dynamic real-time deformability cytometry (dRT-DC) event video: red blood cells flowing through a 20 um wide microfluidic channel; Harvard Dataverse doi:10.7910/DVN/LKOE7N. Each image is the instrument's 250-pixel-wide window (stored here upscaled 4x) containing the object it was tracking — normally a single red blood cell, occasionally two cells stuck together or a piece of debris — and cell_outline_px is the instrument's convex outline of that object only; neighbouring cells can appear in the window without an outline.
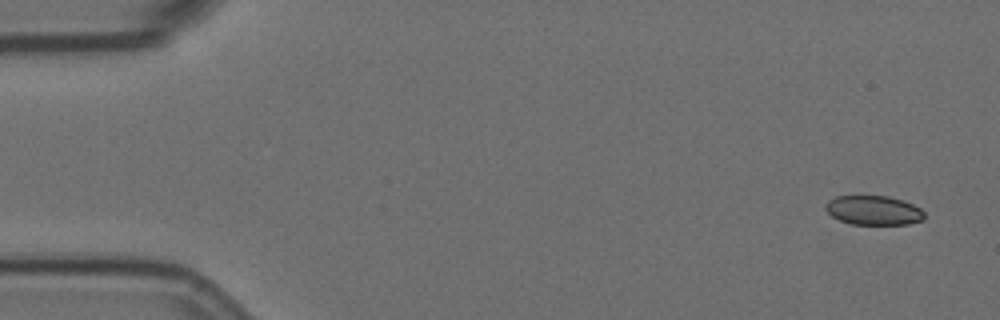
{"species": "Egyptian fruit bat (a non-hibernating species)", "species_latin": "Rousettus aegyptiacus", "temperature_condition": "room temperature", "stored_images_in_passage": 56, "camera_frame_rate_fps": 3000, "um_per_image_px": 0.085, "animal": {"sex": "female"}, "frame": {"image": 1, "passage_image": 1, "time_ms": 0.0, "image_size_px": [1000, 320], "cell_outline_px": [[924, 220], [908, 224], [852, 224], [840, 220], [832, 216], [824, 208], [824, 204], [828, 200], [836, 196], [888, 196], [912, 204], [920, 208], [924, 212]], "centroid_in_image_um": [74.23, 17.87], "position_along_channel_um": 10.8, "area_um2": 16.82}}
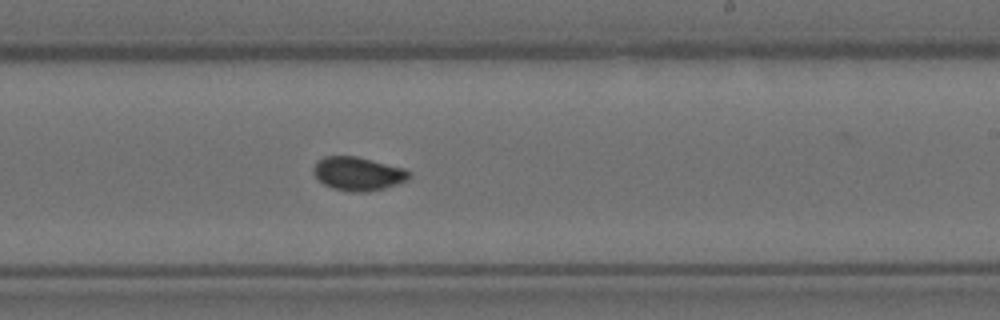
{"frame": {"image": 2, "passage_image": 32, "time_ms": 10.333, "image_size_px": [1000, 320], "cell_outline_px": [[412, 176], [408, 180], [384, 188], [364, 192], [352, 192], [332, 188], [324, 184], [312, 172], [312, 168], [324, 156], [356, 156], [404, 168]], "centroid_in_image_um": [30.43, 14.76], "position_along_channel_um": 258.6, "area_um2": 18.55}}
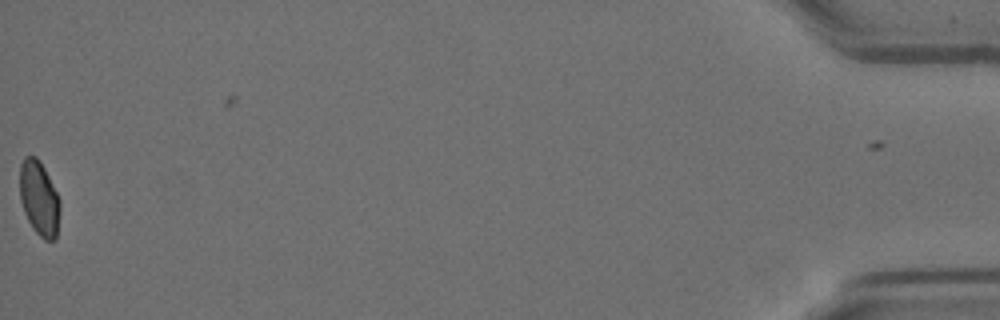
{"frame": {"image": 3, "passage_image": 55, "time_ms": 18.0, "image_size_px": [1000, 320], "cell_outline_px": [[60, 208], [56, 240], [44, 240], [32, 228], [24, 212], [20, 200], [20, 164], [24, 156], [36, 156], [40, 160], [60, 200]], "centroid_in_image_um": [3.32, 16.86], "position_along_channel_um": 431.9, "area_um2": 17.51}, "authors_computed_cell_mechanics": {"area_um2": 18.1781, "velocity_mm_per_s": 3.5963, "shape_relaxation_time_tau1_ms": 10.4472, "shape_relaxation_time_tau2_ms": null, "deformation_change_tau1": 0.1598, "deformation_change_tau2": null}}